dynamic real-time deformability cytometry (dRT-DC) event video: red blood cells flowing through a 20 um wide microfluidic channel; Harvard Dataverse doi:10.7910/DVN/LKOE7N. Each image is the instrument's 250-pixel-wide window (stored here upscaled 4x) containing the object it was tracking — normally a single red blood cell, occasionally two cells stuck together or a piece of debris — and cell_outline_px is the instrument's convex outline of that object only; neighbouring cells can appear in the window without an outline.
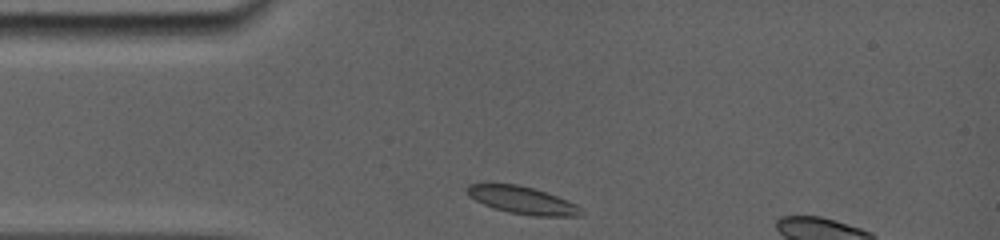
{"species": "common noctule bat (a hibernating species)", "species_latin": "Nyctalus noctula", "temperature_condition": "room temperature", "stored_images_in_passage": 54, "camera_frame_rate_fps": 5000, "um_per_image_px": 0.085, "animal": {"sex": "female", "body_mass_g": 19.0, "forearm_length_mm": 56.7}, "frame": {"image": 1, "passage_image": 1, "time_ms": 0.0, "image_size_px": [1000, 240], "cell_outline_px": [[584, 212], [580, 216], [532, 216], [508, 212], [492, 208], [468, 196], [464, 188], [468, 184], [488, 180], [520, 184], [536, 188], [568, 200], [576, 204]], "centroid_in_image_um": [44.3, 16.95], "position_along_channel_um": 40.7, "area_um2": 19.25}}
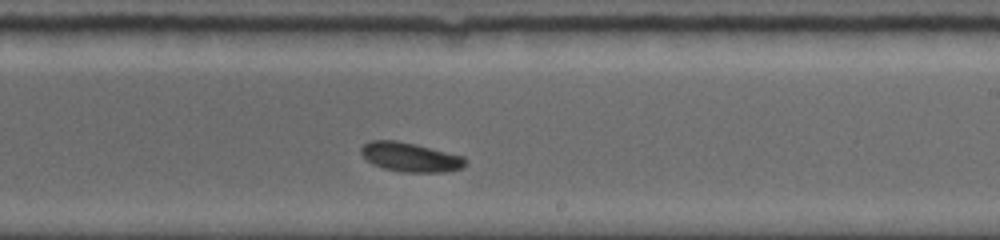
{"frame": {"image": 2, "passage_image": 32, "time_ms": 6.2, "image_size_px": [1000, 240], "cell_outline_px": [[464, 164], [460, 168], [444, 172], [404, 172], [384, 168], [372, 164], [360, 152], [360, 148], [368, 140], [396, 140], [416, 144], [464, 156]], "centroid_in_image_um": [34.83, 13.34], "position_along_channel_um": 254.2, "area_um2": 17.63}}
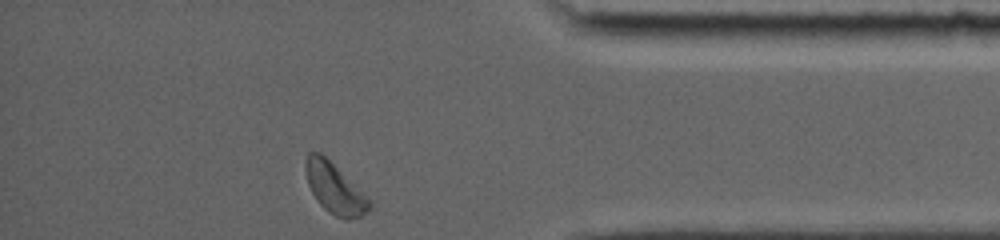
{"frame": {"image": 3, "passage_image": 54, "time_ms": 10.6, "image_size_px": [1000, 240], "cell_outline_px": [[372, 208], [360, 216], [348, 220], [344, 220], [328, 212], [320, 204], [312, 192], [308, 184], [304, 168], [304, 160], [308, 152], [320, 152], [372, 200]], "centroid_in_image_um": [28.45, 16.02], "position_along_channel_um": 406.8, "area_um2": 18.79}, "authors_computed_cell_mechanics": {"area_um2": 17.7446, "velocity_mm_per_s": 3.748, "shape_relaxation_time_tau1_ms": 3.3296, "shape_relaxation_time_tau2_ms": null, "deformation_change_tau1": 0.1061, "deformation_change_tau2": null}}